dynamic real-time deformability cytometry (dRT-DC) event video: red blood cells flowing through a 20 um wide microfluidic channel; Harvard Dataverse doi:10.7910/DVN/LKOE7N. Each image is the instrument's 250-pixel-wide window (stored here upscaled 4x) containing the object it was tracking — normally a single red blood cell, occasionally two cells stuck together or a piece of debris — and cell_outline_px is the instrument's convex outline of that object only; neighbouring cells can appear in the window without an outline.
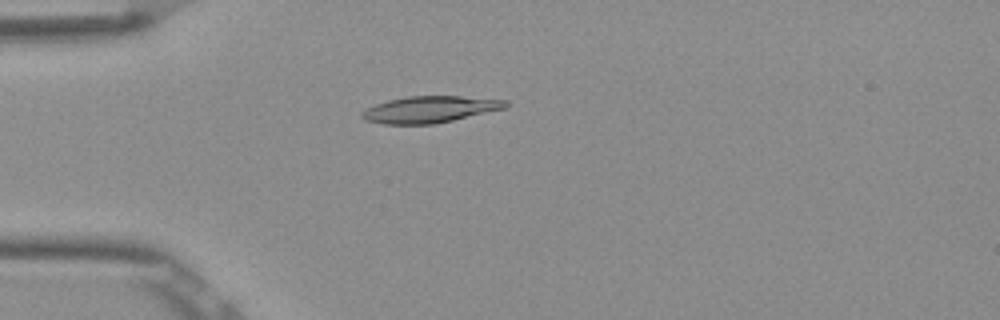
{"species": "Egyptian fruit bat (a non-hibernating species)", "species_latin": "Rousettus aegyptiacus", "temperature_condition": "room temperature", "stored_images_in_passage": 4, "camera_frame_rate_fps": 3000, "um_per_image_px": 0.085, "frame": {"image": 1, "passage_image": 4, "time_ms": 1.0, "image_size_px": [1000, 320], "cell_outline_px": [[508, 108], [436, 124], [384, 124], [364, 120], [360, 116], [360, 112], [376, 104], [388, 100], [408, 96], [460, 96], [508, 100]], "centroid_in_image_um": [36.56, 9.3], "position_along_channel_um": 48.4, "area_um2": 22.43}}